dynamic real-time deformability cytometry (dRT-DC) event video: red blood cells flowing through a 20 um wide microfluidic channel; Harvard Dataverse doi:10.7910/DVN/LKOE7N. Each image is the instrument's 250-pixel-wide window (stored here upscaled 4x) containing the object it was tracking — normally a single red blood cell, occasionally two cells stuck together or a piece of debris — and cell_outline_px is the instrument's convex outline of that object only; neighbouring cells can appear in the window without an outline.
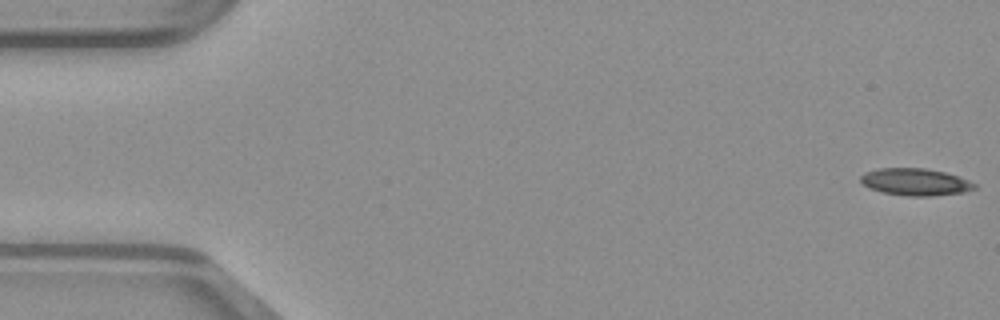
{"species": "common noctule bat (a hibernating species)", "species_latin": "Nyctalus noctula", "temperature_condition": "warm", "stored_images_in_passage": 49, "camera_frame_rate_fps": 3000, "um_per_image_px": 0.085, "animal": {"sex": "male", "body_mass_g": 23.1, "forearm_length_mm": 52.7}, "frame": {"image": 1, "passage_image": 1, "time_ms": 0.0, "image_size_px": [1000, 320], "cell_outline_px": [[976, 188], [964, 192], [928, 196], [908, 196], [884, 192], [872, 188], [864, 184], [860, 180], [860, 176], [864, 172], [876, 168], [924, 168], [944, 172], [960, 176], [976, 184]], "centroid_in_image_um": [77.82, 15.45], "position_along_channel_um": 7.2, "area_um2": 17.86}}
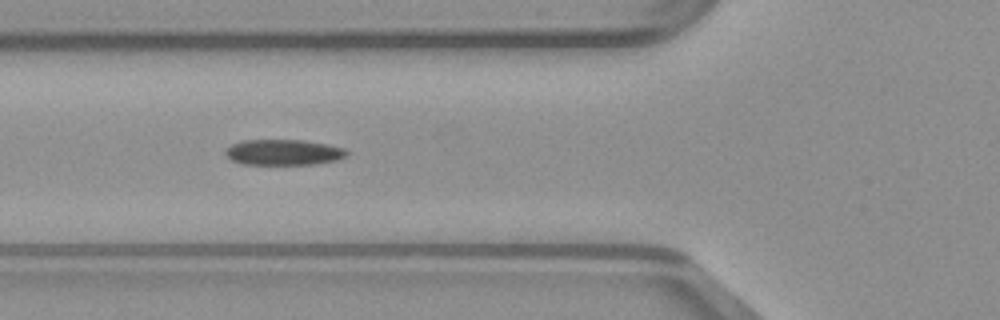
{"frame": {"image": 2, "passage_image": 18, "time_ms": 5.667, "image_size_px": [1000, 320], "cell_outline_px": [[348, 156], [336, 160], [316, 164], [240, 164], [232, 160], [224, 152], [232, 144], [244, 140], [304, 140], [328, 144], [344, 148], [348, 152]], "centroid_in_image_um": [24.13, 12.94], "position_along_channel_um": 101.7, "area_um2": 18.15}}
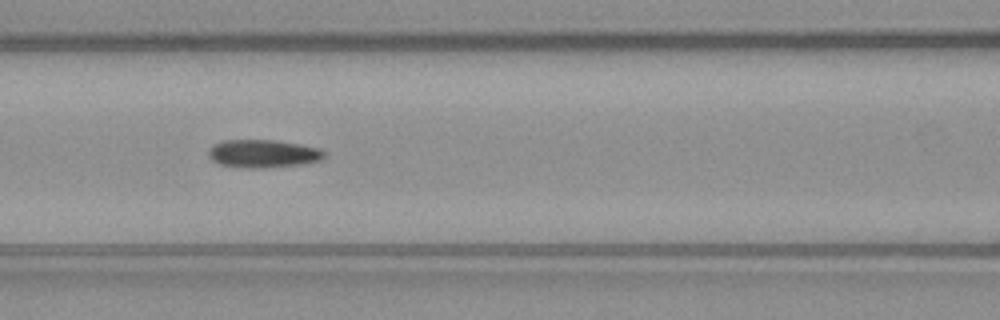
{"frame": {"image": 3, "passage_image": 21, "time_ms": 6.667, "image_size_px": [1000, 320], "cell_outline_px": [[328, 152], [320, 160], [304, 164], [264, 168], [248, 168], [220, 164], [212, 160], [208, 156], [208, 148], [212, 144], [224, 140], [276, 140], [300, 144], [320, 148]], "centroid_in_image_um": [22.37, 13.05], "position_along_channel_um": 144.2, "area_um2": 19.13}}